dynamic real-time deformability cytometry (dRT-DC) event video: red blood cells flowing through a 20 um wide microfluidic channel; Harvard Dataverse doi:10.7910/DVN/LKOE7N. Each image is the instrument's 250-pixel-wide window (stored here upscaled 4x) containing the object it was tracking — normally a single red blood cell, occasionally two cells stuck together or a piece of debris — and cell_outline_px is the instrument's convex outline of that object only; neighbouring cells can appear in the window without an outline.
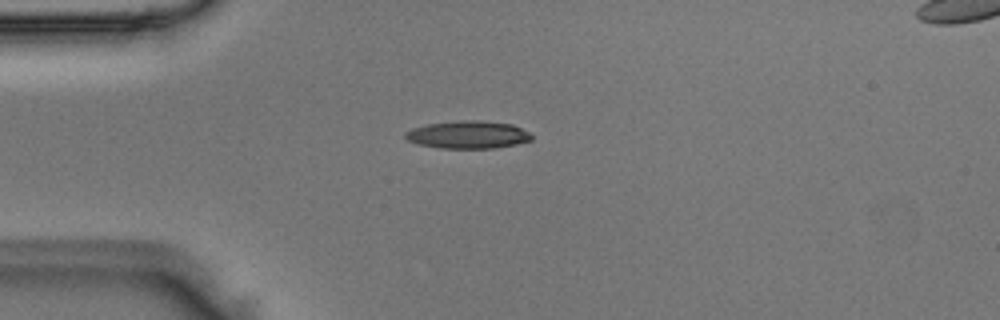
{"species": "Egyptian fruit bat (a non-hibernating species)", "species_latin": "Rousettus aegyptiacus", "temperature_condition": "room temperature", "stored_images_in_passage": 40, "camera_frame_rate_fps": 3000, "um_per_image_px": 0.085, "animal": {"sex": "male"}, "frame": {"image": 1, "passage_image": 3, "time_ms": 0.667, "image_size_px": [1000, 320], "cell_outline_px": [[532, 140], [516, 144], [496, 148], [440, 148], [420, 144], [408, 140], [404, 136], [404, 132], [412, 128], [428, 124], [460, 120], [480, 120], [512, 124], [528, 132], [532, 136]], "centroid_in_image_um": [39.78, 11.44], "position_along_channel_um": 45.2, "area_um2": 20.29}}
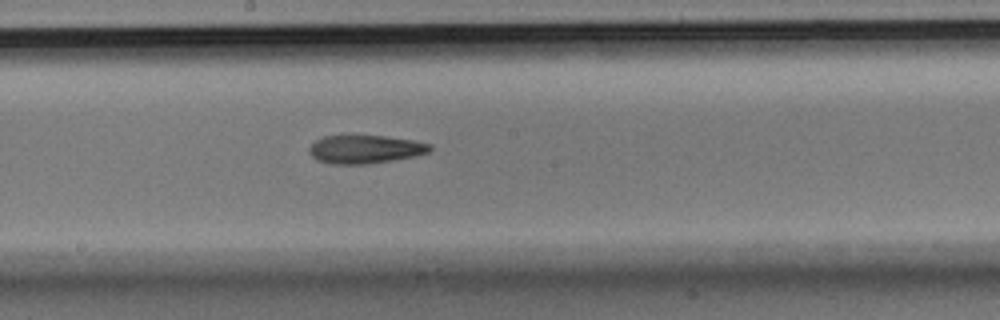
{"frame": {"image": 2, "passage_image": 17, "time_ms": 5.333, "image_size_px": [1000, 320], "cell_outline_px": [[432, 148], [428, 152], [416, 156], [396, 160], [368, 164], [332, 164], [316, 160], [308, 152], [308, 148], [316, 140], [324, 136], [384, 136], [416, 140], [432, 144]], "centroid_in_image_um": [31.06, 12.69], "position_along_channel_um": 217.1, "area_um2": 20.11}}
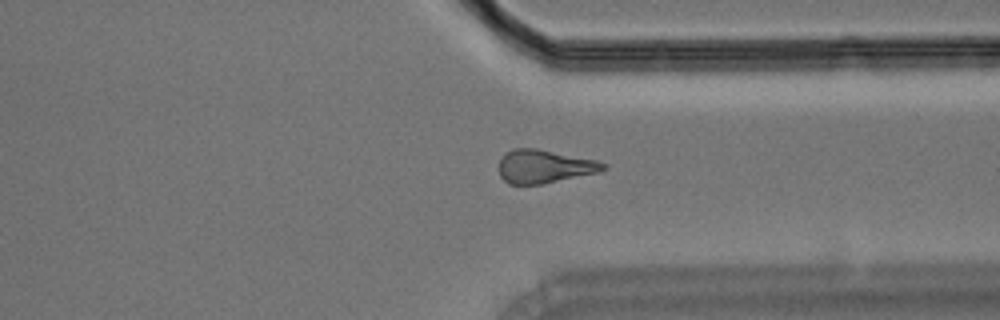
{"frame": {"image": 3, "passage_image": 28, "time_ms": 9.0, "image_size_px": [1000, 320], "cell_outline_px": [[608, 168], [600, 172], [544, 184], [508, 184], [500, 176], [500, 160], [512, 148], [536, 148], [596, 160], [608, 164]], "centroid_in_image_um": [46.32, 14.15], "position_along_channel_um": 365.1, "area_um2": 20.29}}